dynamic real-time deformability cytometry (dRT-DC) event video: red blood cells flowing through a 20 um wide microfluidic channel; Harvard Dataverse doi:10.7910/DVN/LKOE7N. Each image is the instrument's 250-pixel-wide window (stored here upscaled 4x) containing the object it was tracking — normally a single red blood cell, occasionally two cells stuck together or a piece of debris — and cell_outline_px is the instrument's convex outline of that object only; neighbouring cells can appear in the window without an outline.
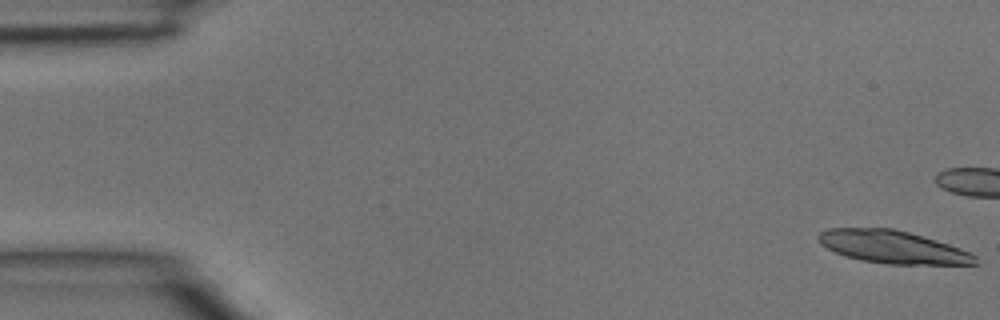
{"species": "common noctule bat (a hibernating species)", "species_latin": "Nyctalus noctula", "temperature_condition": "room temperature", "stored_images_in_passage": 3, "segment_of_instrument_passage": [2, 2], "camera_frame_rate_fps": 3000, "um_per_image_px": 0.085, "animal": {"sex": "male", "body_mass_g": 15.6}, "frame": {"image": 1, "passage_image": 3, "time_ms": 0.667, "image_size_px": [1000, 320], "cell_outline_px": [[980, 264], [888, 264], [860, 260], [844, 256], [820, 244], [816, 236], [820, 232], [828, 228], [892, 228], [908, 232], [936, 240], [972, 252], [976, 256]], "centroid_in_image_um": [75.88, 20.99], "position_along_channel_um": 9.1, "area_um2": 29.94}}